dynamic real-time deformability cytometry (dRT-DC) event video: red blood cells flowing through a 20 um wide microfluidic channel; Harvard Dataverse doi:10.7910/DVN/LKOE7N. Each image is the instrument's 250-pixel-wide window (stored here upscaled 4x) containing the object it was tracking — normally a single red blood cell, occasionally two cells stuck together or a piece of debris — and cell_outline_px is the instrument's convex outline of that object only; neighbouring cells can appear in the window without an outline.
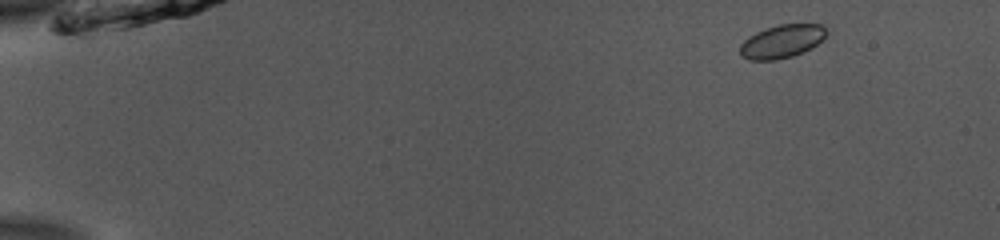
{"species": "common noctule bat (a hibernating species)", "species_latin": "Nyctalus noctula", "temperature_condition": "room temperature", "stored_images_in_passage": 49, "camera_frame_rate_fps": 3000, "um_per_image_px": 0.085, "animal": {"sex": "male", "body_mass_g": 13.0, "forearm_length_mm": 53.1}, "frame": {"image": 1, "passage_image": 2, "time_ms": 0.333, "image_size_px": [1000, 240], "cell_outline_px": [[832, 32], [816, 44], [804, 52], [792, 56], [776, 60], [748, 60], [740, 56], [740, 44], [748, 36], [756, 32], [780, 24], [820, 24]], "centroid_in_image_um": [66.48, 3.52], "position_along_channel_um": 18.5, "area_um2": 16.94}}
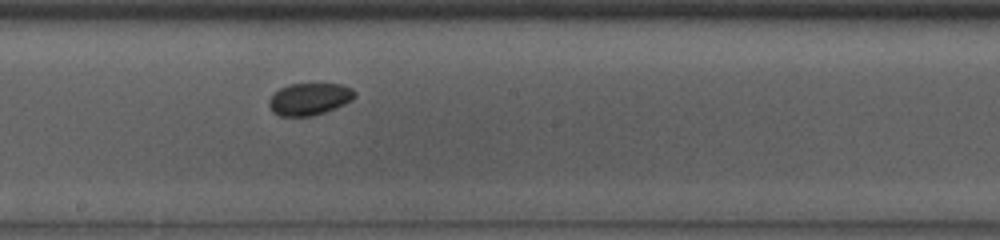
{"frame": {"image": 2, "passage_image": 27, "time_ms": 8.667, "image_size_px": [1000, 240], "cell_outline_px": [[356, 96], [352, 100], [344, 104], [324, 112], [312, 116], [280, 116], [272, 112], [268, 104], [268, 100], [280, 88], [292, 84], [340, 84], [352, 88], [356, 92]], "centroid_in_image_um": [26.3, 8.42], "position_along_channel_um": 221.9, "area_um2": 15.95}}
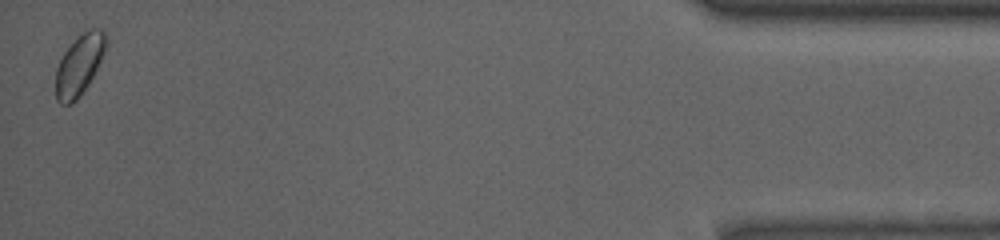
{"frame": {"image": 3, "passage_image": 49, "time_ms": 16.0, "image_size_px": [1000, 240], "cell_outline_px": [[108, 40], [104, 52], [88, 84], [80, 96], [72, 104], [60, 104], [56, 100], [56, 68], [64, 52], [88, 28], [100, 28], [108, 36]], "centroid_in_image_um": [6.74, 5.52], "position_along_channel_um": 428.5, "area_um2": 17.46}}